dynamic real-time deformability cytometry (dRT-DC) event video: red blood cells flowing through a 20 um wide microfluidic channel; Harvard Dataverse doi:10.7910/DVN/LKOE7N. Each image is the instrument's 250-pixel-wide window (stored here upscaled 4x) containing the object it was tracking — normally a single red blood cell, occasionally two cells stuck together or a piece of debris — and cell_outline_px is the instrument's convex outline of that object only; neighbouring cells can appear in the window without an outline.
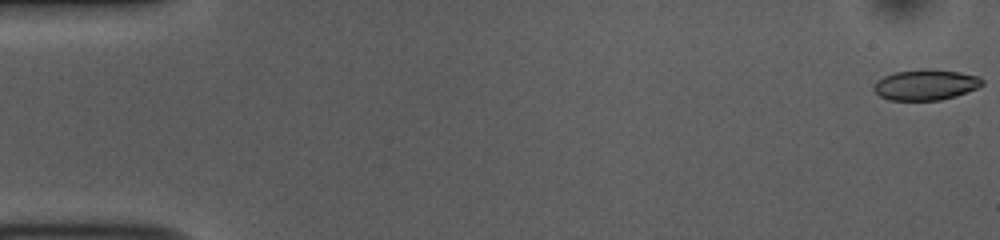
{"species": "common noctule bat (a hibernating species)", "species_latin": "Nyctalus noctula", "temperature_condition": "room temperature", "stored_images_in_passage": 52, "camera_frame_rate_fps": 3000, "um_per_image_px": 0.085, "animal": {"sex": "female", "body_mass_g": 10.0, "forearm_length_mm": 53.1}, "frame": {"image": 1, "passage_image": 1, "time_ms": 0.0, "image_size_px": [1000, 240], "cell_outline_px": [[984, 84], [976, 88], [956, 96], [940, 100], [888, 100], [880, 96], [872, 88], [872, 84], [876, 80], [884, 76], [896, 72], [924, 68], [960, 72], [980, 76], [984, 80]], "centroid_in_image_um": [78.67, 7.2], "position_along_channel_um": 6.3, "area_um2": 19.54}}
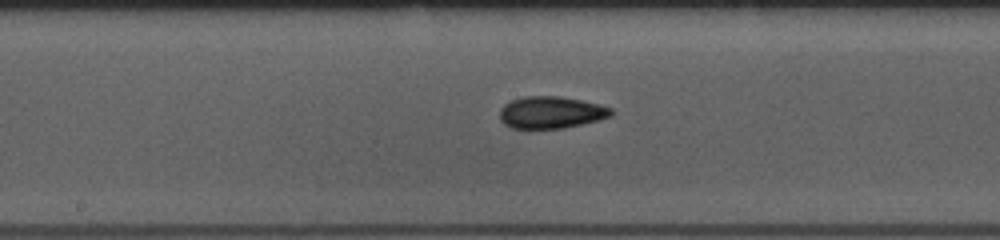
{"frame": {"image": 2, "passage_image": 27, "time_ms": 8.667, "image_size_px": [1000, 240], "cell_outline_px": [[612, 116], [600, 120], [564, 128], [512, 128], [504, 124], [500, 120], [500, 108], [504, 104], [512, 100], [524, 96], [560, 96], [600, 104], [612, 108]], "centroid_in_image_um": [46.85, 9.55], "position_along_channel_um": 201.4, "area_um2": 20.87}}
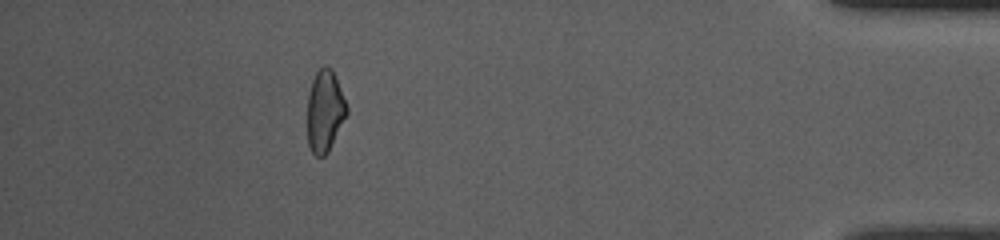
{"frame": {"image": 3, "passage_image": 47, "time_ms": 15.333, "image_size_px": [1000, 240], "cell_outline_px": [[348, 112], [328, 152], [324, 156], [316, 156], [312, 152], [308, 144], [308, 92], [312, 80], [316, 72], [324, 64], [332, 68], [348, 108]], "centroid_in_image_um": [27.61, 9.42], "position_along_channel_um": 407.6, "area_um2": 18.67}, "authors_computed_cell_mechanics": {"area_um2": 19.9988, "velocity_mm_per_s": 3.8737, "shape_relaxation_time_tau1_ms": 3.8268, "shape_relaxation_time_tau2_ms": 3.1909, "deformation_change_tau1": 0.1111, "deformation_change_tau2": 0.0895}}